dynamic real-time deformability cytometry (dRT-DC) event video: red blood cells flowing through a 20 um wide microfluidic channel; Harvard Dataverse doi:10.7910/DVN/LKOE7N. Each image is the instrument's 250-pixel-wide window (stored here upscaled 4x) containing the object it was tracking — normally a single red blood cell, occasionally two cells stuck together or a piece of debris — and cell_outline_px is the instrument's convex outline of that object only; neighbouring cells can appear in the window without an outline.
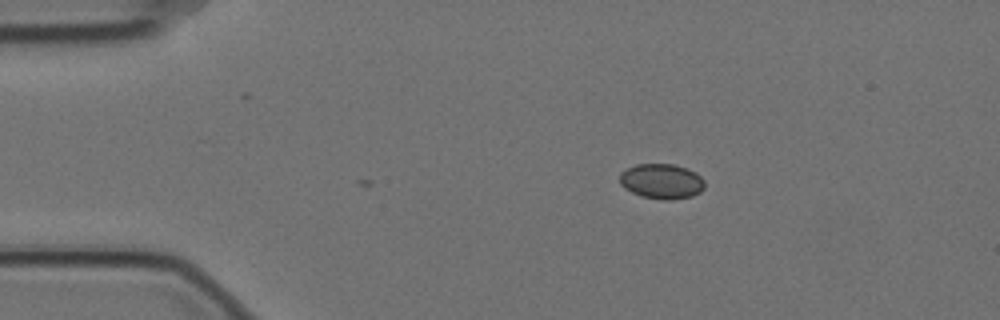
{"species": "Egyptian fruit bat (a non-hibernating species)", "species_latin": "Rousettus aegyptiacus", "temperature_condition": "cold", "stored_images_in_passage": 2, "camera_frame_rate_fps": 3000, "um_per_image_px": 0.085, "animal": {"sex": "female"}, "frame": {"image": 1, "passage_image": 2, "time_ms": 0.333, "image_size_px": [1000, 320], "cell_outline_px": [[704, 188], [700, 192], [692, 196], [672, 200], [664, 200], [640, 196], [624, 188], [620, 184], [620, 172], [636, 164], [676, 164], [688, 168], [696, 172], [704, 180]], "centroid_in_image_um": [56.25, 15.41], "position_along_channel_um": 28.8, "area_um2": 17.57}}